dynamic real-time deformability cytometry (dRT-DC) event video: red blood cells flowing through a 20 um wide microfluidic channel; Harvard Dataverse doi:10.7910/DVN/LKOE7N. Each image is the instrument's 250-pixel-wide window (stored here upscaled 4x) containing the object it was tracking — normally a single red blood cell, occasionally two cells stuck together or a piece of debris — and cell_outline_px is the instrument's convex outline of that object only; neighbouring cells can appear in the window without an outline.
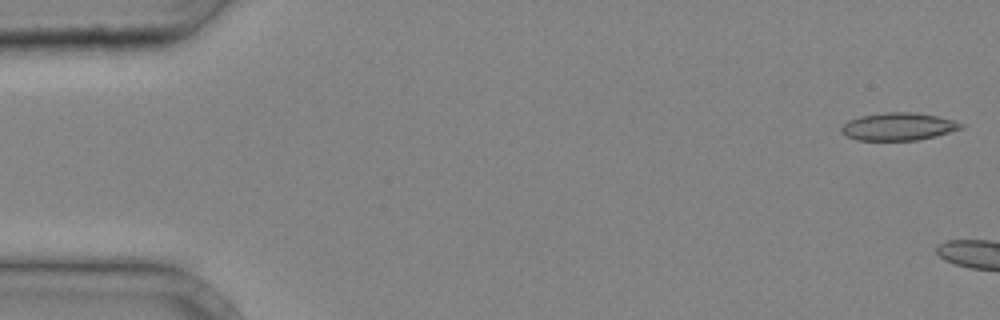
{"species": "common noctule bat (a hibernating species)", "species_latin": "Nyctalus noctula", "temperature_condition": "cold", "stored_images_in_passage": 4, "camera_frame_rate_fps": 3000, "um_per_image_px": 0.085, "animal": {"sex": "male", "body_mass_g": 20.4}, "frame": {"image": 1, "passage_image": 1, "time_ms": 0.0, "image_size_px": [1000, 320], "cell_outline_px": [[964, 128], [936, 136], [916, 140], [856, 140], [840, 132], [840, 128], [848, 120], [860, 116], [884, 112], [916, 112], [936, 116], [952, 120], [964, 124]], "centroid_in_image_um": [76.35, 10.75], "position_along_channel_um": 8.6, "area_um2": 19.31}}